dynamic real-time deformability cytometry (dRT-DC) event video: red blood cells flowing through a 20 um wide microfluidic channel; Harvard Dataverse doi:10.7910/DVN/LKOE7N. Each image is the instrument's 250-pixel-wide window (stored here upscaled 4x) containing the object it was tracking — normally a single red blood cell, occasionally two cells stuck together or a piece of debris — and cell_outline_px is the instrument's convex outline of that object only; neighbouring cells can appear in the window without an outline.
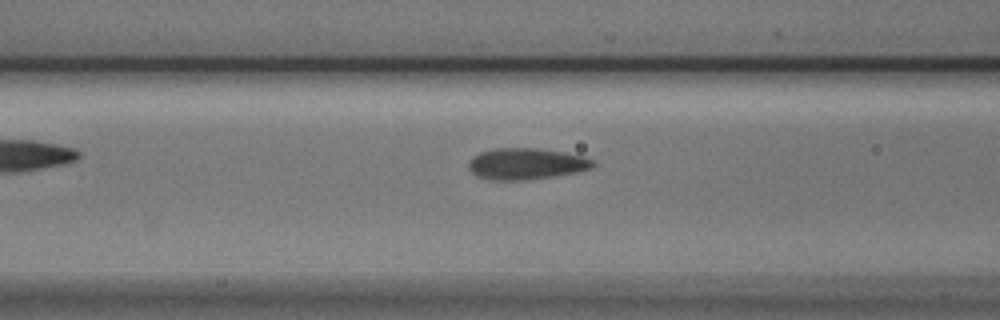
{"species": "Egyptian fruit bat (a non-hibernating species)", "species_latin": "Rousettus aegyptiacus", "temperature_condition": "cold", "stored_images_in_passage": 8, "camera_frame_rate_fps": 3000, "um_per_image_px": 0.085, "animal": {"sex": "male"}, "frame": {"image": 1, "passage_image": 6, "time_ms": 1.667, "image_size_px": [1000, 320], "cell_outline_px": [[596, 164], [592, 168], [576, 172], [556, 176], [528, 180], [488, 180], [476, 176], [468, 168], [468, 164], [472, 156], [480, 152], [496, 148], [536, 148], [564, 152], [584, 156], [592, 160]], "centroid_in_image_um": [44.71, 13.93], "position_along_channel_um": 121.9, "area_um2": 22.95}}